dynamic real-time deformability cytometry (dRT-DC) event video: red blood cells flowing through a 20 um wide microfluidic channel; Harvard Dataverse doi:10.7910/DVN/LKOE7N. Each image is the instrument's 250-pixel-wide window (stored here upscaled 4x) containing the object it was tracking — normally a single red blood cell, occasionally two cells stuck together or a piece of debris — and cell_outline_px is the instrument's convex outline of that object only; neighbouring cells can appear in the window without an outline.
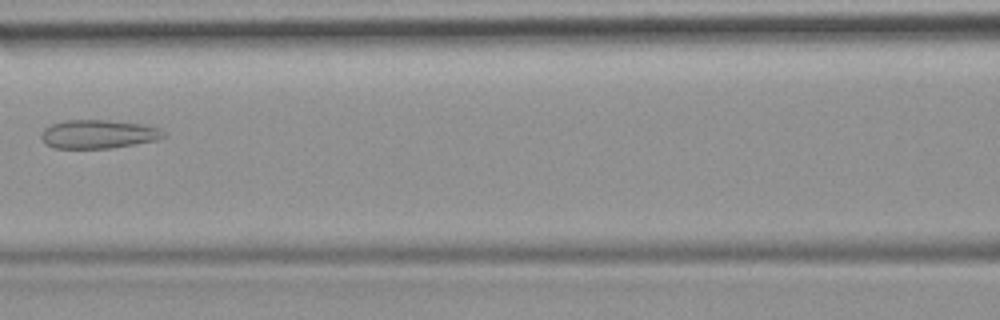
{"species": "common noctule bat (a hibernating species)", "species_latin": "Nyctalus noctula", "temperature_condition": "room temperature", "stored_images_in_passage": 4, "camera_frame_rate_fps": 3000, "um_per_image_px": 0.085, "animal": {"sex": "female", "body_mass_g": 19.9}, "frame": {"image": 1, "passage_image": 3, "time_ms": 2.333, "image_size_px": [1000, 320], "cell_outline_px": [[164, 136], [156, 140], [112, 148], [56, 148], [48, 144], [40, 136], [44, 128], [52, 124], [64, 120], [108, 120], [144, 124], [160, 128], [164, 132]], "centroid_in_image_um": [8.37, 11.39], "position_along_channel_um": 158.2, "area_um2": 20.29}}
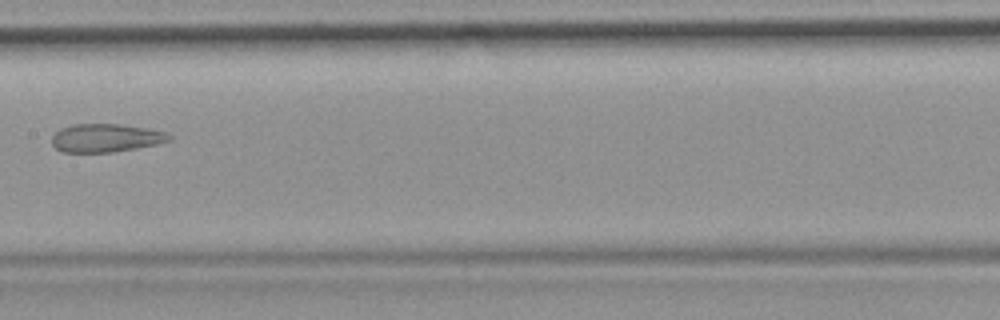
{"frame": {"image": 2, "passage_image": 4, "time_ms": 3.333, "image_size_px": [1000, 320], "cell_outline_px": [[172, 140], [156, 144], [136, 148], [112, 152], [64, 152], [56, 148], [52, 144], [52, 136], [60, 128], [72, 124], [120, 124], [148, 128], [168, 132], [172, 136]], "centroid_in_image_um": [9.02, 11.71], "position_along_channel_um": 198.4, "area_um2": 19.42}}